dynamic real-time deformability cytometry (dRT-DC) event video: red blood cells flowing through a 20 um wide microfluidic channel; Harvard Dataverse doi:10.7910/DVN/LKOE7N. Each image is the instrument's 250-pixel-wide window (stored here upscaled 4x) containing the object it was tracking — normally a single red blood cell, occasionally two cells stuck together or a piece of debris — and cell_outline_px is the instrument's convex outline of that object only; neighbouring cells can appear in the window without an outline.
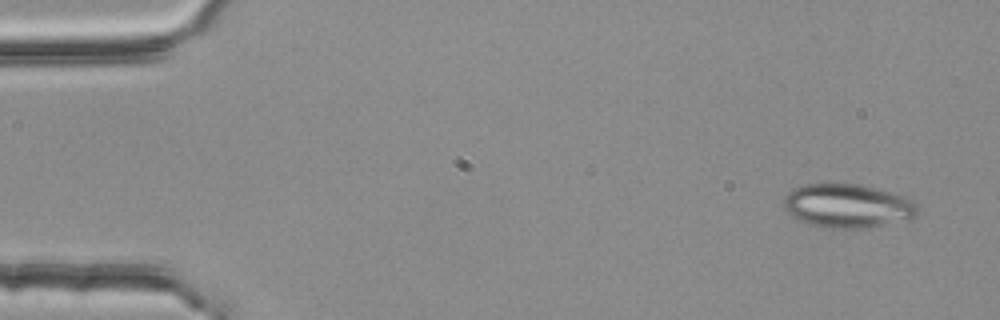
{"species": "common noctule bat (a hibernating species)", "species_latin": "Nyctalus noctula", "temperature_condition": "room temperature", "stored_images_in_passage": 3, "camera_frame_rate_fps": 3000, "um_per_image_px": 0.085, "animal": {"sex": "female", "body_mass_g": 25.1}, "frame": {"image": 1, "passage_image": 1, "time_ms": 0.0, "image_size_px": [1000, 320], "cell_outline_px": [[920, 212], [916, 216], [908, 220], [864, 228], [824, 228], [808, 224], [792, 216], [784, 208], [784, 196], [792, 188], [804, 184], [856, 184], [888, 192], [912, 200], [920, 208]], "centroid_in_image_um": [72.03, 17.51], "position_along_channel_um": 13.0, "area_um2": 34.1}}